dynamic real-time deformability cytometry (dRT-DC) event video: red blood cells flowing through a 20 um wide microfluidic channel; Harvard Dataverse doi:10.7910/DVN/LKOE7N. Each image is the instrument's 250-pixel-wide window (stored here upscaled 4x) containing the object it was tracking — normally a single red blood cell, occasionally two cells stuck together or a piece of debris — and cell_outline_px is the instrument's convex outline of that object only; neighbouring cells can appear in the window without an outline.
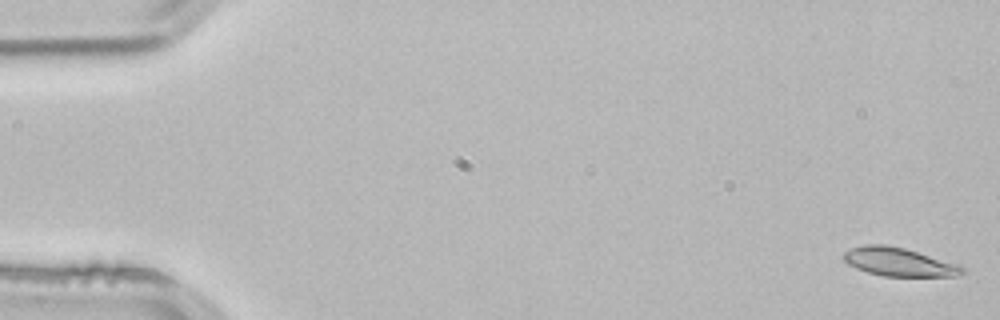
{"species": "common noctule bat (a hibernating species)", "species_latin": "Nyctalus noctula", "temperature_condition": "room temperature", "stored_images_in_passage": 5, "camera_frame_rate_fps": 3000, "um_per_image_px": 0.085, "animal": {"sex": "male", "body_mass_g": 21.5, "forearm_length_mm": 52.0}, "frame": {"image": 1, "passage_image": 1, "time_ms": 0.0, "image_size_px": [1000, 320], "cell_outline_px": [[964, 272], [956, 276], [884, 276], [868, 272], [856, 268], [848, 264], [840, 256], [844, 252], [852, 248], [864, 244], [884, 244], [904, 248], [960, 264], [964, 268]], "centroid_in_image_um": [76.39, 22.26], "position_along_channel_um": 8.6, "area_um2": 19.71}}